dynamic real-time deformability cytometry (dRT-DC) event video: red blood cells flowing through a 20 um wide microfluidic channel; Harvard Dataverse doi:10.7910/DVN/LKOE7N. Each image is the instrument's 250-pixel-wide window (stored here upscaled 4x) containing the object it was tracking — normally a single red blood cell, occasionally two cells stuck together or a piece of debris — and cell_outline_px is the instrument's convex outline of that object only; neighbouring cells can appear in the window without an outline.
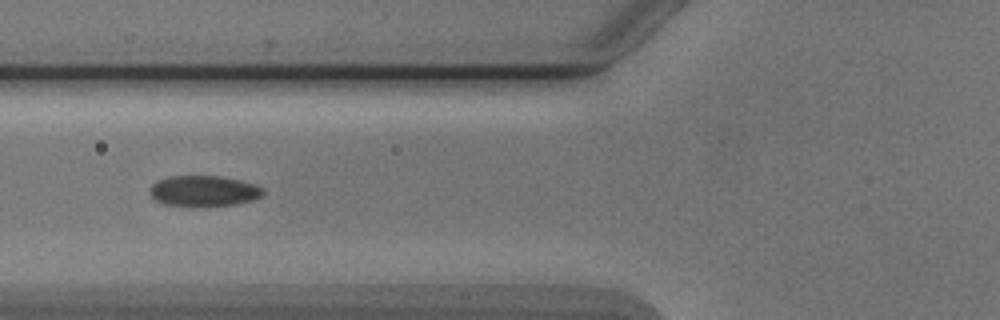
{"species": "Egyptian fruit bat (a non-hibernating species)", "species_latin": "Rousettus aegyptiacus", "temperature_condition": "cold", "stored_images_in_passage": 9, "camera_frame_rate_fps": 3000, "um_per_image_px": 0.085, "animal": {"sex": "male"}, "frame": {"image": 1, "passage_image": 6, "time_ms": 6.667, "image_size_px": [1000, 320], "cell_outline_px": [[264, 196], [252, 200], [236, 204], [208, 208], [192, 208], [164, 204], [156, 200], [148, 192], [148, 188], [156, 180], [168, 176], [220, 176], [240, 180], [256, 184], [264, 188]], "centroid_in_image_um": [17.31, 16.26], "position_along_channel_um": 108.5, "area_um2": 21.21}}
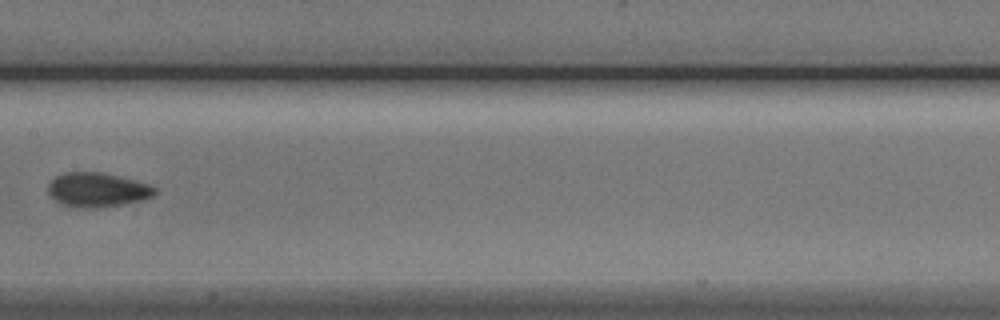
{"frame": {"image": 2, "passage_image": 8, "time_ms": 9.0, "image_size_px": [1000, 320], "cell_outline_px": [[156, 192], [152, 196], [144, 200], [96, 208], [72, 208], [60, 204], [48, 192], [48, 184], [56, 176], [64, 172], [104, 172], [152, 184], [156, 188]], "centroid_in_image_um": [8.28, 16.13], "position_along_channel_um": 199.1, "area_um2": 21.62}}
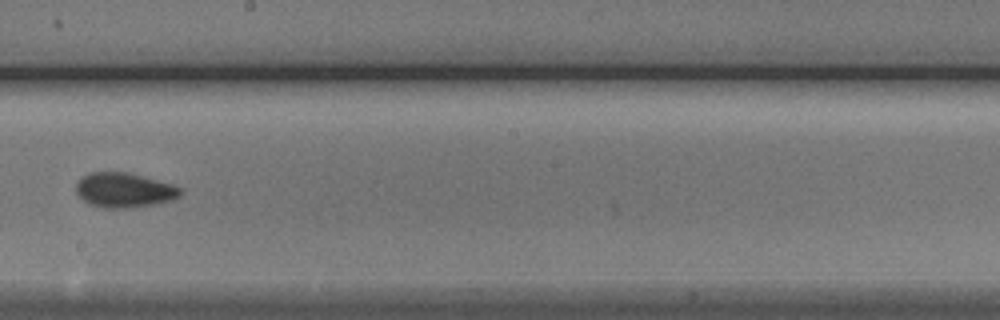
{"frame": {"image": 3, "passage_image": 9, "time_ms": 10.0, "image_size_px": [1000, 320], "cell_outline_px": [[184, 192], [176, 200], [128, 208], [104, 208], [88, 204], [76, 192], [76, 184], [88, 172], [128, 172], [172, 184], [180, 188]], "centroid_in_image_um": [10.58, 16.16], "position_along_channel_um": 237.6, "area_um2": 21.15}}